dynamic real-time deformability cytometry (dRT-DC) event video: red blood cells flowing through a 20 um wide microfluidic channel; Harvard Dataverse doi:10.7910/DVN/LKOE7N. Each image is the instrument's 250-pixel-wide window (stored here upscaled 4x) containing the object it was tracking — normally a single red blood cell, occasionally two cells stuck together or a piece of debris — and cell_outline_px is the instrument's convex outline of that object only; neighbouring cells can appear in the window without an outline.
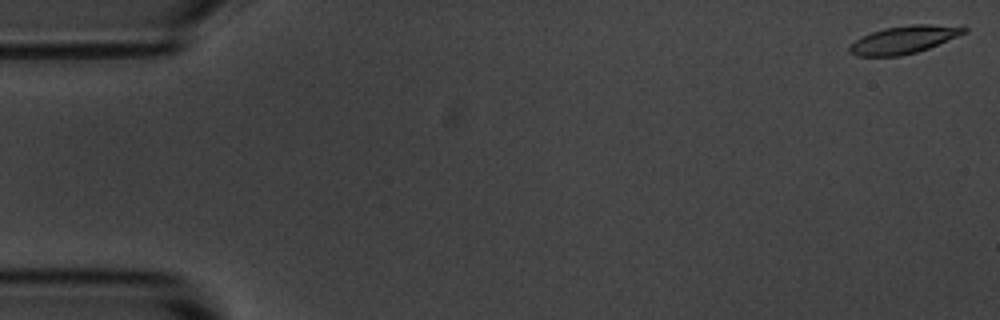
{"species": "common noctule bat (a hibernating species)", "species_latin": "Nyctalus noctula", "temperature_condition": "room temperature", "stored_images_in_passage": 5, "camera_frame_rate_fps": 3000, "um_per_image_px": 0.085, "animal": {"sex": "male", "body_mass_g": 20.1, "forearm_length_mm": 53.5}, "frame": {"image": 1, "passage_image": 1, "time_ms": 0.0, "image_size_px": [1000, 320], "cell_outline_px": [[968, 32], [928, 48], [916, 52], [900, 56], [856, 56], [848, 52], [848, 48], [856, 40], [872, 32], [884, 28], [912, 24], [964, 24], [968, 28]], "centroid_in_image_um": [76.93, 3.35], "position_along_channel_um": 8.1, "area_um2": 18.73}}